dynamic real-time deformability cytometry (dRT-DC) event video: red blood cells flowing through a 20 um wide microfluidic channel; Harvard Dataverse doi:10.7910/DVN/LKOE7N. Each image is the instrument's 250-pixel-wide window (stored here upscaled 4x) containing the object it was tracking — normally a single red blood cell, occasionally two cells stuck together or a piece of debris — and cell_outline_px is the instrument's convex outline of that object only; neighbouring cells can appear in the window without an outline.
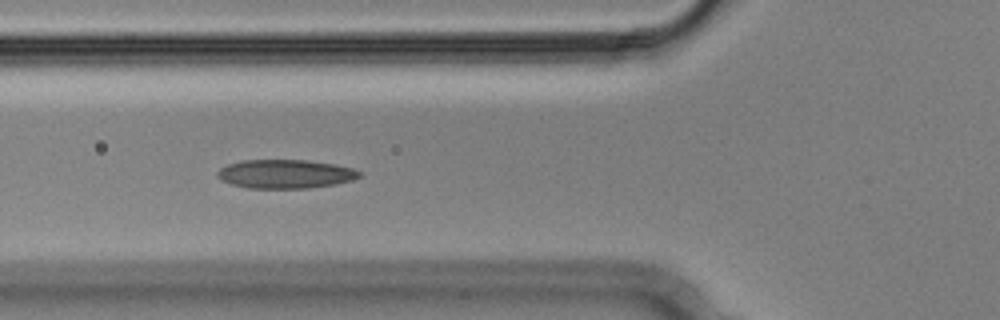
{"species": "Egyptian fruit bat (a non-hibernating species)", "species_latin": "Rousettus aegyptiacus", "temperature_condition": "cold", "stored_images_in_passage": 8, "camera_frame_rate_fps": 3000, "um_per_image_px": 0.085, "animal": {"sex": "male"}, "frame": {"image": 1, "passage_image": 6, "time_ms": 1.667, "image_size_px": [1000, 320], "cell_outline_px": [[360, 176], [352, 180], [336, 184], [308, 188], [248, 188], [232, 184], [220, 180], [216, 176], [216, 172], [220, 168], [228, 164], [240, 160], [304, 160], [336, 164], [352, 168], [360, 172]], "centroid_in_image_um": [24.22, 14.78], "position_along_channel_um": 101.6, "area_um2": 23.87}}
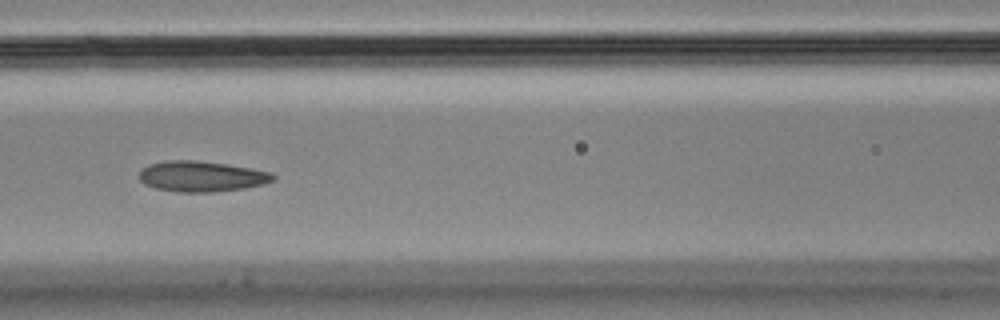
{"frame": {"image": 2, "passage_image": 7, "time_ms": 2.0, "image_size_px": [1000, 320], "cell_outline_px": [[276, 180], [264, 184], [244, 188], [216, 192], [176, 192], [156, 188], [144, 184], [136, 176], [148, 164], [164, 160], [196, 160], [252, 168], [272, 172], [276, 176]], "centroid_in_image_um": [17.13, 14.99], "position_along_channel_um": 149.5, "area_um2": 24.16}}
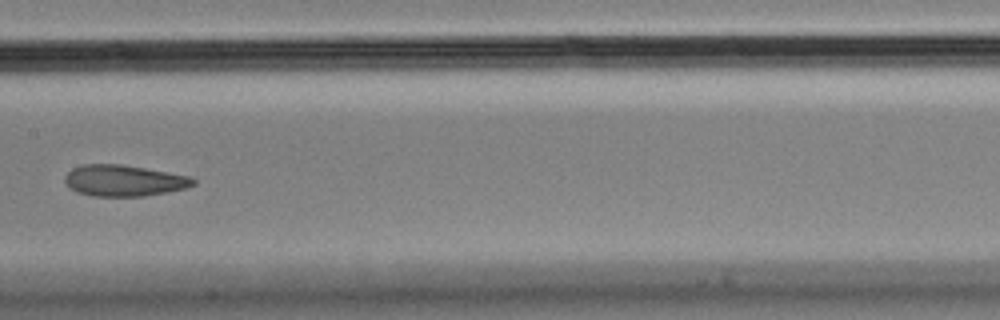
{"frame": {"image": 3, "passage_image": 8, "time_ms": 2.333, "image_size_px": [1000, 320], "cell_outline_px": [[196, 184], [184, 188], [168, 192], [144, 196], [92, 196], [76, 192], [68, 188], [64, 180], [64, 176], [72, 168], [84, 164], [120, 164], [144, 168], [188, 176], [196, 180]], "centroid_in_image_um": [10.48, 15.36], "position_along_channel_um": 196.9, "area_um2": 23.35}}